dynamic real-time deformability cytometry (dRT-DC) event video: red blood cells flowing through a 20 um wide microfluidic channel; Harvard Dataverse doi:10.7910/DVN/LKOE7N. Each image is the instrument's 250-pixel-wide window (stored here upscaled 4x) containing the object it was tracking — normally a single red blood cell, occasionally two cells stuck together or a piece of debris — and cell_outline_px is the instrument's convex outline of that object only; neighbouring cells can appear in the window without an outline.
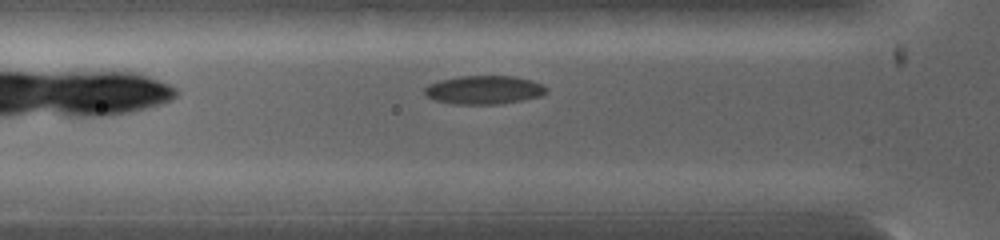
{"species": "common noctule bat (a hibernating species)", "species_latin": "Nyctalus noctula", "temperature_condition": "warm", "stored_images_in_passage": 33, "camera_frame_rate_fps": 5000, "um_per_image_px": 0.085, "animal": {"sex": "female", "body_mass_g": 19.0, "forearm_length_mm": 53.3}, "frame": {"image": 1, "passage_image": 4, "time_ms": 1.2, "image_size_px": [1000, 240], "cell_outline_px": [[548, 92], [540, 96], [500, 104], [456, 104], [436, 100], [428, 96], [424, 92], [424, 88], [428, 84], [440, 80], [456, 76], [512, 76], [532, 80], [544, 84], [548, 88]], "centroid_in_image_um": [41.17, 7.63], "position_along_channel_um": 84.6, "area_um2": 20.29}}
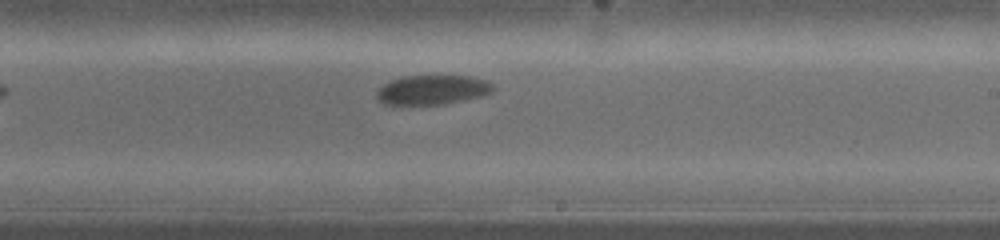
{"frame": {"image": 2, "passage_image": 19, "time_ms": 4.2, "image_size_px": [1000, 240], "cell_outline_px": [[492, 92], [484, 96], [444, 104], [384, 104], [376, 100], [376, 92], [384, 84], [392, 80], [404, 76], [468, 76], [484, 80], [492, 84]], "centroid_in_image_um": [36.74, 7.64], "position_along_channel_um": 252.3, "area_um2": 19.83}}
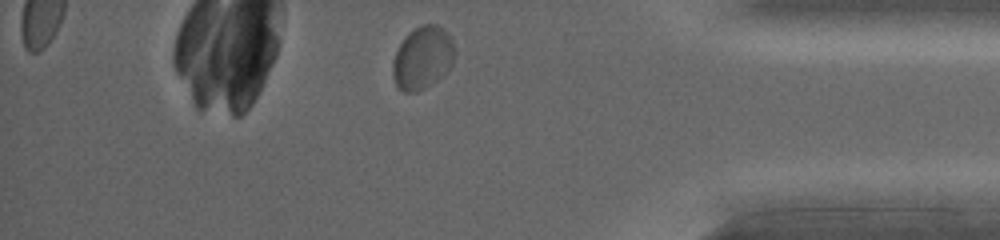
{"frame": {"image": 3, "passage_image": 33, "time_ms": 7.2, "image_size_px": [1000, 240], "cell_outline_px": [[456, 52], [452, 64], [432, 84], [416, 92], [404, 92], [396, 84], [392, 76], [392, 64], [396, 52], [404, 36], [408, 32], [424, 24], [436, 24], [444, 28], [452, 36]], "centroid_in_image_um": [35.93, 4.88], "position_along_channel_um": 399.3, "area_um2": 22.77}}